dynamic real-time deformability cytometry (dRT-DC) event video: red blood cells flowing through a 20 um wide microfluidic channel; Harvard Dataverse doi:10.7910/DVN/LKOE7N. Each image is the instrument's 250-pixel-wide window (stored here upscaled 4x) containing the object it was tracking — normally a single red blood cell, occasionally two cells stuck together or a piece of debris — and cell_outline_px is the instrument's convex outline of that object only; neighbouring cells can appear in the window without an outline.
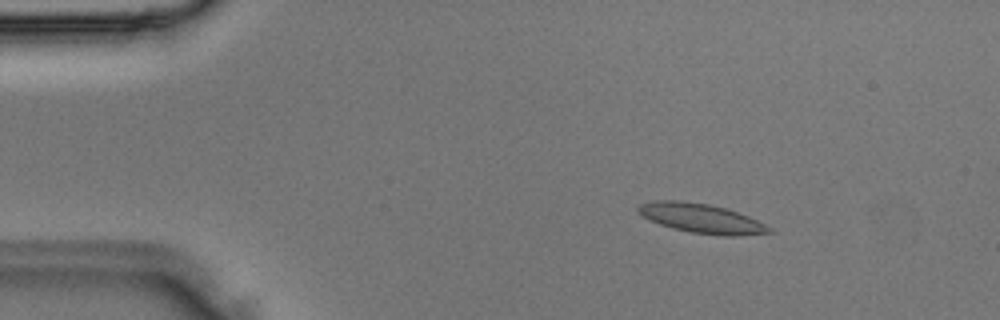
{"species": "Egyptian fruit bat (a non-hibernating species)", "species_latin": "Rousettus aegyptiacus", "temperature_condition": "room temperature", "stored_images_in_passage": 3, "camera_frame_rate_fps": 3000, "um_per_image_px": 0.085, "animal": {"sex": "male"}, "frame": {"image": 1, "passage_image": 2, "time_ms": 0.333, "image_size_px": [1000, 320], "cell_outline_px": [[776, 232], [736, 236], [724, 236], [692, 232], [672, 228], [660, 224], [636, 212], [636, 208], [640, 204], [656, 200], [680, 200], [708, 204], [724, 208], [748, 216], [772, 228]], "centroid_in_image_um": [59.62, 18.56], "position_along_channel_um": 25.4, "area_um2": 22.25}}